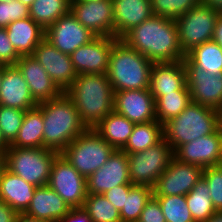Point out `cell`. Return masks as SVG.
<instances>
[{"label":"cell","mask_w":222,"mask_h":222,"mask_svg":"<svg viewBox=\"0 0 222 222\" xmlns=\"http://www.w3.org/2000/svg\"><path fill=\"white\" fill-rule=\"evenodd\" d=\"M121 39L154 63L177 62L186 57L172 19L152 15Z\"/></svg>","instance_id":"1"},{"label":"cell","mask_w":222,"mask_h":222,"mask_svg":"<svg viewBox=\"0 0 222 222\" xmlns=\"http://www.w3.org/2000/svg\"><path fill=\"white\" fill-rule=\"evenodd\" d=\"M64 93L87 128H94L113 111L114 91L107 74H79Z\"/></svg>","instance_id":"2"},{"label":"cell","mask_w":222,"mask_h":222,"mask_svg":"<svg viewBox=\"0 0 222 222\" xmlns=\"http://www.w3.org/2000/svg\"><path fill=\"white\" fill-rule=\"evenodd\" d=\"M37 108L43 115V148L61 153L87 129L72 100L64 92L56 99L39 103Z\"/></svg>","instance_id":"3"},{"label":"cell","mask_w":222,"mask_h":222,"mask_svg":"<svg viewBox=\"0 0 222 222\" xmlns=\"http://www.w3.org/2000/svg\"><path fill=\"white\" fill-rule=\"evenodd\" d=\"M154 62L118 39L112 46L107 77L114 92L150 88Z\"/></svg>","instance_id":"4"},{"label":"cell","mask_w":222,"mask_h":222,"mask_svg":"<svg viewBox=\"0 0 222 222\" xmlns=\"http://www.w3.org/2000/svg\"><path fill=\"white\" fill-rule=\"evenodd\" d=\"M219 111L191 102L178 116L163 124V139L178 146L210 135L218 129Z\"/></svg>","instance_id":"5"},{"label":"cell","mask_w":222,"mask_h":222,"mask_svg":"<svg viewBox=\"0 0 222 222\" xmlns=\"http://www.w3.org/2000/svg\"><path fill=\"white\" fill-rule=\"evenodd\" d=\"M59 154L48 148L9 147L5 168L35 187L48 185L52 164Z\"/></svg>","instance_id":"6"},{"label":"cell","mask_w":222,"mask_h":222,"mask_svg":"<svg viewBox=\"0 0 222 222\" xmlns=\"http://www.w3.org/2000/svg\"><path fill=\"white\" fill-rule=\"evenodd\" d=\"M114 151L93 128H87L60 154L87 179L105 164Z\"/></svg>","instance_id":"7"},{"label":"cell","mask_w":222,"mask_h":222,"mask_svg":"<svg viewBox=\"0 0 222 222\" xmlns=\"http://www.w3.org/2000/svg\"><path fill=\"white\" fill-rule=\"evenodd\" d=\"M219 15V10L199 3L175 20L179 43L185 55L204 42L212 41Z\"/></svg>","instance_id":"8"},{"label":"cell","mask_w":222,"mask_h":222,"mask_svg":"<svg viewBox=\"0 0 222 222\" xmlns=\"http://www.w3.org/2000/svg\"><path fill=\"white\" fill-rule=\"evenodd\" d=\"M173 157V150L164 139L142 152L127 154L131 184L153 188Z\"/></svg>","instance_id":"9"},{"label":"cell","mask_w":222,"mask_h":222,"mask_svg":"<svg viewBox=\"0 0 222 222\" xmlns=\"http://www.w3.org/2000/svg\"><path fill=\"white\" fill-rule=\"evenodd\" d=\"M48 186L71 208L83 207L87 197L86 178L62 154L52 164Z\"/></svg>","instance_id":"10"},{"label":"cell","mask_w":222,"mask_h":222,"mask_svg":"<svg viewBox=\"0 0 222 222\" xmlns=\"http://www.w3.org/2000/svg\"><path fill=\"white\" fill-rule=\"evenodd\" d=\"M183 63L191 102L216 111L222 110V72L211 75L194 66L186 57Z\"/></svg>","instance_id":"11"},{"label":"cell","mask_w":222,"mask_h":222,"mask_svg":"<svg viewBox=\"0 0 222 222\" xmlns=\"http://www.w3.org/2000/svg\"><path fill=\"white\" fill-rule=\"evenodd\" d=\"M203 168L172 158L153 187V196H186L201 179Z\"/></svg>","instance_id":"12"},{"label":"cell","mask_w":222,"mask_h":222,"mask_svg":"<svg viewBox=\"0 0 222 222\" xmlns=\"http://www.w3.org/2000/svg\"><path fill=\"white\" fill-rule=\"evenodd\" d=\"M96 37L69 11L45 29L44 38L62 53L70 55Z\"/></svg>","instance_id":"13"},{"label":"cell","mask_w":222,"mask_h":222,"mask_svg":"<svg viewBox=\"0 0 222 222\" xmlns=\"http://www.w3.org/2000/svg\"><path fill=\"white\" fill-rule=\"evenodd\" d=\"M70 12L96 36L114 37L112 0L70 1Z\"/></svg>","instance_id":"14"},{"label":"cell","mask_w":222,"mask_h":222,"mask_svg":"<svg viewBox=\"0 0 222 222\" xmlns=\"http://www.w3.org/2000/svg\"><path fill=\"white\" fill-rule=\"evenodd\" d=\"M118 39L111 36H97L90 43L78 47L70 58L79 74H106L113 44Z\"/></svg>","instance_id":"15"},{"label":"cell","mask_w":222,"mask_h":222,"mask_svg":"<svg viewBox=\"0 0 222 222\" xmlns=\"http://www.w3.org/2000/svg\"><path fill=\"white\" fill-rule=\"evenodd\" d=\"M32 56L62 92H65L78 76L70 55L59 51L45 38L36 46Z\"/></svg>","instance_id":"16"},{"label":"cell","mask_w":222,"mask_h":222,"mask_svg":"<svg viewBox=\"0 0 222 222\" xmlns=\"http://www.w3.org/2000/svg\"><path fill=\"white\" fill-rule=\"evenodd\" d=\"M173 155L180 162L198 165L203 169L217 166L222 158V137L217 129L210 135L178 146Z\"/></svg>","instance_id":"17"},{"label":"cell","mask_w":222,"mask_h":222,"mask_svg":"<svg viewBox=\"0 0 222 222\" xmlns=\"http://www.w3.org/2000/svg\"><path fill=\"white\" fill-rule=\"evenodd\" d=\"M113 110L134 124L157 121L155 100L150 89L114 92Z\"/></svg>","instance_id":"18"},{"label":"cell","mask_w":222,"mask_h":222,"mask_svg":"<svg viewBox=\"0 0 222 222\" xmlns=\"http://www.w3.org/2000/svg\"><path fill=\"white\" fill-rule=\"evenodd\" d=\"M87 194H103L115 186L131 184L127 154L115 150L105 164L86 179Z\"/></svg>","instance_id":"19"},{"label":"cell","mask_w":222,"mask_h":222,"mask_svg":"<svg viewBox=\"0 0 222 222\" xmlns=\"http://www.w3.org/2000/svg\"><path fill=\"white\" fill-rule=\"evenodd\" d=\"M0 105L25 111L38 106L30 93L27 82L16 65H3Z\"/></svg>","instance_id":"20"},{"label":"cell","mask_w":222,"mask_h":222,"mask_svg":"<svg viewBox=\"0 0 222 222\" xmlns=\"http://www.w3.org/2000/svg\"><path fill=\"white\" fill-rule=\"evenodd\" d=\"M15 65L22 73L33 99L38 104L56 99L63 93L32 55L21 56Z\"/></svg>","instance_id":"21"},{"label":"cell","mask_w":222,"mask_h":222,"mask_svg":"<svg viewBox=\"0 0 222 222\" xmlns=\"http://www.w3.org/2000/svg\"><path fill=\"white\" fill-rule=\"evenodd\" d=\"M186 85V71L183 60L153 64L149 89L155 101L160 96L183 89Z\"/></svg>","instance_id":"22"},{"label":"cell","mask_w":222,"mask_h":222,"mask_svg":"<svg viewBox=\"0 0 222 222\" xmlns=\"http://www.w3.org/2000/svg\"><path fill=\"white\" fill-rule=\"evenodd\" d=\"M70 206L48 185L38 186L25 215L47 222H59Z\"/></svg>","instance_id":"23"},{"label":"cell","mask_w":222,"mask_h":222,"mask_svg":"<svg viewBox=\"0 0 222 222\" xmlns=\"http://www.w3.org/2000/svg\"><path fill=\"white\" fill-rule=\"evenodd\" d=\"M112 4L117 39L153 15L150 0H112Z\"/></svg>","instance_id":"24"},{"label":"cell","mask_w":222,"mask_h":222,"mask_svg":"<svg viewBox=\"0 0 222 222\" xmlns=\"http://www.w3.org/2000/svg\"><path fill=\"white\" fill-rule=\"evenodd\" d=\"M36 187L6 168L0 175V200L18 213H24L29 207Z\"/></svg>","instance_id":"25"},{"label":"cell","mask_w":222,"mask_h":222,"mask_svg":"<svg viewBox=\"0 0 222 222\" xmlns=\"http://www.w3.org/2000/svg\"><path fill=\"white\" fill-rule=\"evenodd\" d=\"M6 32L20 56L32 55L36 46L45 37V29L30 17L11 22L6 27Z\"/></svg>","instance_id":"26"},{"label":"cell","mask_w":222,"mask_h":222,"mask_svg":"<svg viewBox=\"0 0 222 222\" xmlns=\"http://www.w3.org/2000/svg\"><path fill=\"white\" fill-rule=\"evenodd\" d=\"M134 126L133 122L113 110L93 129L115 150H122Z\"/></svg>","instance_id":"27"},{"label":"cell","mask_w":222,"mask_h":222,"mask_svg":"<svg viewBox=\"0 0 222 222\" xmlns=\"http://www.w3.org/2000/svg\"><path fill=\"white\" fill-rule=\"evenodd\" d=\"M43 115L37 108L24 114L22 126L10 147L43 148Z\"/></svg>","instance_id":"28"},{"label":"cell","mask_w":222,"mask_h":222,"mask_svg":"<svg viewBox=\"0 0 222 222\" xmlns=\"http://www.w3.org/2000/svg\"><path fill=\"white\" fill-rule=\"evenodd\" d=\"M163 139V125L158 121L135 124L128 142L122 149L126 154L138 153L156 145Z\"/></svg>","instance_id":"29"},{"label":"cell","mask_w":222,"mask_h":222,"mask_svg":"<svg viewBox=\"0 0 222 222\" xmlns=\"http://www.w3.org/2000/svg\"><path fill=\"white\" fill-rule=\"evenodd\" d=\"M186 58L196 67L211 75L222 72V48L214 41L204 42L190 51Z\"/></svg>","instance_id":"30"},{"label":"cell","mask_w":222,"mask_h":222,"mask_svg":"<svg viewBox=\"0 0 222 222\" xmlns=\"http://www.w3.org/2000/svg\"><path fill=\"white\" fill-rule=\"evenodd\" d=\"M70 1L35 0L29 7V17L46 29L70 11Z\"/></svg>","instance_id":"31"},{"label":"cell","mask_w":222,"mask_h":222,"mask_svg":"<svg viewBox=\"0 0 222 222\" xmlns=\"http://www.w3.org/2000/svg\"><path fill=\"white\" fill-rule=\"evenodd\" d=\"M186 202L195 222H205L215 212L205 179H201L186 195Z\"/></svg>","instance_id":"32"},{"label":"cell","mask_w":222,"mask_h":222,"mask_svg":"<svg viewBox=\"0 0 222 222\" xmlns=\"http://www.w3.org/2000/svg\"><path fill=\"white\" fill-rule=\"evenodd\" d=\"M191 103L187 85L174 93L160 96L155 101L156 120L162 125L178 116Z\"/></svg>","instance_id":"33"},{"label":"cell","mask_w":222,"mask_h":222,"mask_svg":"<svg viewBox=\"0 0 222 222\" xmlns=\"http://www.w3.org/2000/svg\"><path fill=\"white\" fill-rule=\"evenodd\" d=\"M152 196V187L146 185H133L128 195H125V204L120 210L122 222H138L145 204Z\"/></svg>","instance_id":"34"},{"label":"cell","mask_w":222,"mask_h":222,"mask_svg":"<svg viewBox=\"0 0 222 222\" xmlns=\"http://www.w3.org/2000/svg\"><path fill=\"white\" fill-rule=\"evenodd\" d=\"M83 208L93 222H122L120 211L103 194H87Z\"/></svg>","instance_id":"35"},{"label":"cell","mask_w":222,"mask_h":222,"mask_svg":"<svg viewBox=\"0 0 222 222\" xmlns=\"http://www.w3.org/2000/svg\"><path fill=\"white\" fill-rule=\"evenodd\" d=\"M160 204L166 222H195L184 195L153 196Z\"/></svg>","instance_id":"36"},{"label":"cell","mask_w":222,"mask_h":222,"mask_svg":"<svg viewBox=\"0 0 222 222\" xmlns=\"http://www.w3.org/2000/svg\"><path fill=\"white\" fill-rule=\"evenodd\" d=\"M153 15L176 20L200 3V0H150Z\"/></svg>","instance_id":"37"},{"label":"cell","mask_w":222,"mask_h":222,"mask_svg":"<svg viewBox=\"0 0 222 222\" xmlns=\"http://www.w3.org/2000/svg\"><path fill=\"white\" fill-rule=\"evenodd\" d=\"M25 110L0 105V131L10 145L22 126Z\"/></svg>","instance_id":"38"},{"label":"cell","mask_w":222,"mask_h":222,"mask_svg":"<svg viewBox=\"0 0 222 222\" xmlns=\"http://www.w3.org/2000/svg\"><path fill=\"white\" fill-rule=\"evenodd\" d=\"M202 177L209 187V195L216 211H222V172L217 166L203 169Z\"/></svg>","instance_id":"39"},{"label":"cell","mask_w":222,"mask_h":222,"mask_svg":"<svg viewBox=\"0 0 222 222\" xmlns=\"http://www.w3.org/2000/svg\"><path fill=\"white\" fill-rule=\"evenodd\" d=\"M27 17H29V7L19 0L0 2V28H6L11 22Z\"/></svg>","instance_id":"40"},{"label":"cell","mask_w":222,"mask_h":222,"mask_svg":"<svg viewBox=\"0 0 222 222\" xmlns=\"http://www.w3.org/2000/svg\"><path fill=\"white\" fill-rule=\"evenodd\" d=\"M20 57L8 38L6 28H0V65H15Z\"/></svg>","instance_id":"41"},{"label":"cell","mask_w":222,"mask_h":222,"mask_svg":"<svg viewBox=\"0 0 222 222\" xmlns=\"http://www.w3.org/2000/svg\"><path fill=\"white\" fill-rule=\"evenodd\" d=\"M138 222H166L160 204L153 196L145 204Z\"/></svg>","instance_id":"42"},{"label":"cell","mask_w":222,"mask_h":222,"mask_svg":"<svg viewBox=\"0 0 222 222\" xmlns=\"http://www.w3.org/2000/svg\"><path fill=\"white\" fill-rule=\"evenodd\" d=\"M133 184H123L113 187L103 193L104 197L110 201L117 210H121L125 204V195H128Z\"/></svg>","instance_id":"43"},{"label":"cell","mask_w":222,"mask_h":222,"mask_svg":"<svg viewBox=\"0 0 222 222\" xmlns=\"http://www.w3.org/2000/svg\"><path fill=\"white\" fill-rule=\"evenodd\" d=\"M59 222H93L83 207L70 208Z\"/></svg>","instance_id":"44"},{"label":"cell","mask_w":222,"mask_h":222,"mask_svg":"<svg viewBox=\"0 0 222 222\" xmlns=\"http://www.w3.org/2000/svg\"><path fill=\"white\" fill-rule=\"evenodd\" d=\"M18 215L17 211L0 200V222H16Z\"/></svg>","instance_id":"45"},{"label":"cell","mask_w":222,"mask_h":222,"mask_svg":"<svg viewBox=\"0 0 222 222\" xmlns=\"http://www.w3.org/2000/svg\"><path fill=\"white\" fill-rule=\"evenodd\" d=\"M212 41L219 44V46L222 48V16L219 15L216 21Z\"/></svg>","instance_id":"46"},{"label":"cell","mask_w":222,"mask_h":222,"mask_svg":"<svg viewBox=\"0 0 222 222\" xmlns=\"http://www.w3.org/2000/svg\"><path fill=\"white\" fill-rule=\"evenodd\" d=\"M200 3L219 11L222 9V0H200Z\"/></svg>","instance_id":"47"},{"label":"cell","mask_w":222,"mask_h":222,"mask_svg":"<svg viewBox=\"0 0 222 222\" xmlns=\"http://www.w3.org/2000/svg\"><path fill=\"white\" fill-rule=\"evenodd\" d=\"M16 222H47V221L35 219L25 215L24 213H19V215L16 218Z\"/></svg>","instance_id":"48"},{"label":"cell","mask_w":222,"mask_h":222,"mask_svg":"<svg viewBox=\"0 0 222 222\" xmlns=\"http://www.w3.org/2000/svg\"><path fill=\"white\" fill-rule=\"evenodd\" d=\"M205 222H222V211H216L209 219Z\"/></svg>","instance_id":"49"},{"label":"cell","mask_w":222,"mask_h":222,"mask_svg":"<svg viewBox=\"0 0 222 222\" xmlns=\"http://www.w3.org/2000/svg\"><path fill=\"white\" fill-rule=\"evenodd\" d=\"M5 162H6V151L0 150V175L1 172L5 169Z\"/></svg>","instance_id":"50"},{"label":"cell","mask_w":222,"mask_h":222,"mask_svg":"<svg viewBox=\"0 0 222 222\" xmlns=\"http://www.w3.org/2000/svg\"><path fill=\"white\" fill-rule=\"evenodd\" d=\"M9 147H10V145L5 141V139L3 138V135L0 131V150L7 151Z\"/></svg>","instance_id":"51"},{"label":"cell","mask_w":222,"mask_h":222,"mask_svg":"<svg viewBox=\"0 0 222 222\" xmlns=\"http://www.w3.org/2000/svg\"><path fill=\"white\" fill-rule=\"evenodd\" d=\"M218 131L220 133V136L222 137V110L219 111L218 115Z\"/></svg>","instance_id":"52"},{"label":"cell","mask_w":222,"mask_h":222,"mask_svg":"<svg viewBox=\"0 0 222 222\" xmlns=\"http://www.w3.org/2000/svg\"><path fill=\"white\" fill-rule=\"evenodd\" d=\"M19 1L22 2L24 5L30 7L35 0H19Z\"/></svg>","instance_id":"53"},{"label":"cell","mask_w":222,"mask_h":222,"mask_svg":"<svg viewBox=\"0 0 222 222\" xmlns=\"http://www.w3.org/2000/svg\"><path fill=\"white\" fill-rule=\"evenodd\" d=\"M3 78V65H0V86Z\"/></svg>","instance_id":"54"},{"label":"cell","mask_w":222,"mask_h":222,"mask_svg":"<svg viewBox=\"0 0 222 222\" xmlns=\"http://www.w3.org/2000/svg\"><path fill=\"white\" fill-rule=\"evenodd\" d=\"M217 167L220 169V171L222 172V158L219 160Z\"/></svg>","instance_id":"55"},{"label":"cell","mask_w":222,"mask_h":222,"mask_svg":"<svg viewBox=\"0 0 222 222\" xmlns=\"http://www.w3.org/2000/svg\"><path fill=\"white\" fill-rule=\"evenodd\" d=\"M12 1H15V0H0V2H6V3H9V2H12Z\"/></svg>","instance_id":"56"}]
</instances>
